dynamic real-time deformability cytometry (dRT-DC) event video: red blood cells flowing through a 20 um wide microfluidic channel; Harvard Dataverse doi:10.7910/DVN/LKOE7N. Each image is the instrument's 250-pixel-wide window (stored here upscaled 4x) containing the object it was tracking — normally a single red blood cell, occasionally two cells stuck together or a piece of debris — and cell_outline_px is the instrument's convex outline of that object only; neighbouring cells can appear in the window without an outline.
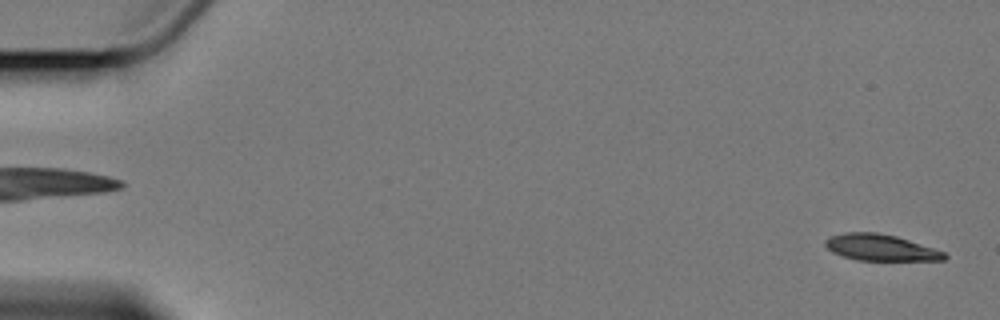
{"species": "Egyptian fruit bat (a non-hibernating species)", "species_latin": "Rousettus aegyptiacus", "temperature_condition": "cold", "stored_images_in_passage": 5, "segment_of_instrument_passage": [2, 2], "camera_frame_rate_fps": 3000, "um_per_image_px": 0.085, "animal": {"sex": "female"}, "frame": {"image": 1, "passage_image": 5, "time_ms": 4.667, "image_size_px": [1000, 320], "cell_outline_px": [[948, 256], [944, 260], [860, 260], [844, 256], [832, 252], [824, 244], [824, 240], [828, 236], [844, 232], [876, 232], [896, 236], [944, 252]], "centroid_in_image_um": [74.8, 21.03], "position_along_channel_um": 10.2, "area_um2": 18.09}}